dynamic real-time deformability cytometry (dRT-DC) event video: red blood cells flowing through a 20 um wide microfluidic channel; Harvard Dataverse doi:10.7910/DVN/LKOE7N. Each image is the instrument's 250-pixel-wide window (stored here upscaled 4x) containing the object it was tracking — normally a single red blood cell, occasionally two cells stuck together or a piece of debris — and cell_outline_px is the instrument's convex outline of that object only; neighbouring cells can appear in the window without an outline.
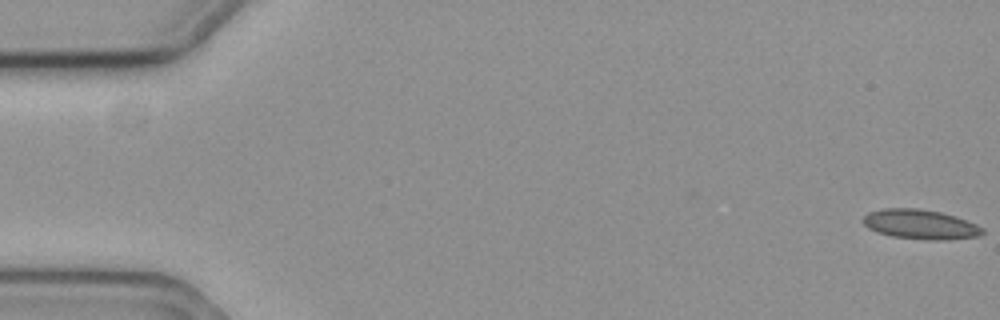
{"species": "common noctule bat (a hibernating species)", "species_latin": "Nyctalus noctula", "temperature_condition": "cold", "stored_images_in_passage": 58, "camera_frame_rate_fps": 3000, "um_per_image_px": 0.085, "animal": {"sex": "female", "body_mass_g": 19.3, "forearm_length_mm": 54.1}, "frame": {"image": 1, "passage_image": 1, "time_ms": 0.0, "image_size_px": [1000, 320], "cell_outline_px": [[984, 232], [980, 236], [948, 240], [928, 240], [892, 236], [876, 232], [868, 228], [860, 220], [868, 212], [884, 208], [920, 208], [940, 212], [956, 216], [976, 224], [984, 228]], "centroid_in_image_um": [78.23, 19.07], "position_along_channel_um": 6.8, "area_um2": 20.87}}
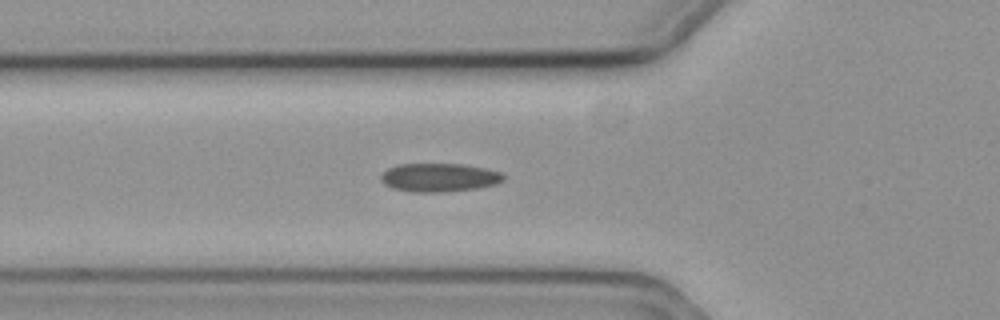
{"frame": {"image": 2, "passage_image": 21, "time_ms": 6.667, "image_size_px": [1000, 320], "cell_outline_px": [[504, 180], [496, 184], [476, 188], [444, 192], [412, 192], [392, 188], [384, 184], [380, 180], [380, 176], [388, 168], [400, 164], [464, 164], [484, 168], [500, 172], [504, 176]], "centroid_in_image_um": [37.31, 15.09], "position_along_channel_um": 88.5, "area_um2": 20.35}}
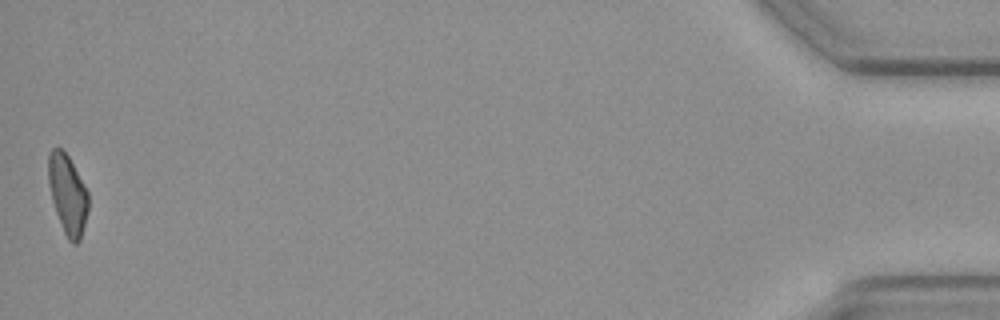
{"frame": {"image": 3, "passage_image": 58, "time_ms": 19.0, "image_size_px": [1000, 320], "cell_outline_px": [[88, 208], [80, 240], [76, 244], [72, 244], [68, 240], [64, 232], [56, 212], [52, 200], [48, 184], [48, 152], [52, 148], [60, 148], [68, 156], [88, 192]], "centroid_in_image_um": [5.73, 16.52], "position_along_channel_um": 429.5, "area_um2": 18.32}, "authors_computed_cell_mechanics": {"area_um2": 19.9121, "velocity_mm_per_s": 3.6032, "shape_relaxation_time_tau1_ms": null, "shape_relaxation_time_tau2_ms": 5.5315, "deformation_change_tau1": null, "deformation_change_tau2": 0.1241}}